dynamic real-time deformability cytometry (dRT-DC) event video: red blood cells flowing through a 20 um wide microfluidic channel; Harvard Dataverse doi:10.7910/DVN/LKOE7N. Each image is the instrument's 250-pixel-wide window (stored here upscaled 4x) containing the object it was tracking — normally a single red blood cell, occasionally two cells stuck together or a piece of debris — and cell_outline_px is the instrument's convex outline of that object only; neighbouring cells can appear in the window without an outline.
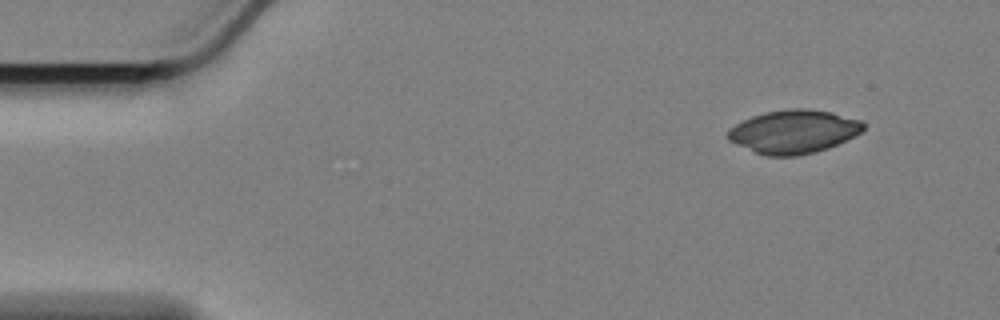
{"species": "Egyptian fruit bat (a non-hibernating species)", "species_latin": "Rousettus aegyptiacus", "temperature_condition": "cold", "stored_images_in_passage": 11, "camera_frame_rate_fps": 3000, "um_per_image_px": 0.085, "animal": {"sex": "female"}, "frame": {"image": 1, "passage_image": 1, "time_ms": 0.0, "image_size_px": [1000, 320], "cell_outline_px": [[864, 128], [856, 136], [828, 148], [816, 152], [796, 156], [764, 156], [736, 144], [728, 140], [728, 128], [752, 116], [764, 112], [792, 108], [804, 108], [832, 112], [864, 120]], "centroid_in_image_um": [67.48, 11.19], "position_along_channel_um": 17.5, "area_um2": 34.51}}